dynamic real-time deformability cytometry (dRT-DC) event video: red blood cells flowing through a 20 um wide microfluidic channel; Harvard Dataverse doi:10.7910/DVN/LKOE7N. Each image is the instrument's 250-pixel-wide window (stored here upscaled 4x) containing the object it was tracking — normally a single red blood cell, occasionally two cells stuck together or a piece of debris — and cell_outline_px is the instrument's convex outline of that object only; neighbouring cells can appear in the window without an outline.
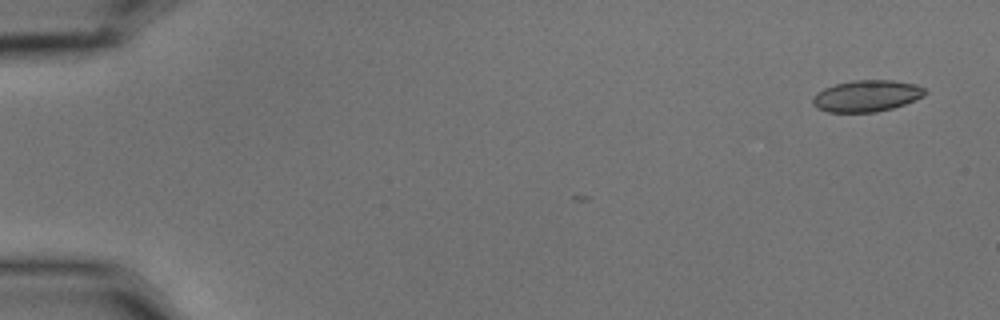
{"species": "common noctule bat (a hibernating species)", "species_latin": "Nyctalus noctula", "temperature_condition": "cold", "stored_images_in_passage": 3, "camera_frame_rate_fps": 3000, "um_per_image_px": 0.085, "animal": {"sex": "male", "body_mass_g": 15.6}, "frame": {"image": 1, "passage_image": 1, "time_ms": 0.0, "image_size_px": [1000, 320], "cell_outline_px": [[928, 92], [924, 96], [904, 104], [892, 108], [876, 112], [828, 112], [816, 108], [812, 104], [812, 96], [816, 92], [824, 88], [836, 84], [852, 80], [892, 80], [916, 84], [924, 88]], "centroid_in_image_um": [73.64, 8.15], "position_along_channel_um": 11.4, "area_um2": 20.75}}